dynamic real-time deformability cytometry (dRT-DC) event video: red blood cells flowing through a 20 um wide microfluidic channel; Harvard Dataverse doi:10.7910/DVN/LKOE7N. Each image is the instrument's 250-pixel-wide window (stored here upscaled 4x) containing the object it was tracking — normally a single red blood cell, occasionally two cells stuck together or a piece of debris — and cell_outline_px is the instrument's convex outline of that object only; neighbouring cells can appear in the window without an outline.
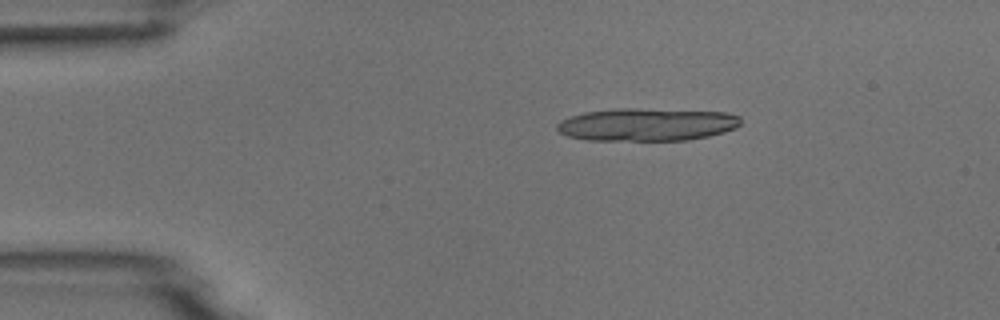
{"species": "common noctule bat (a hibernating species)", "species_latin": "Nyctalus noctula", "temperature_condition": "room temperature", "stored_images_in_passage": 6, "camera_frame_rate_fps": 3000, "um_per_image_px": 0.085, "animal": {"sex": "male", "body_mass_g": 18.8}, "frame": {"image": 1, "passage_image": 3, "time_ms": 2.667, "image_size_px": [1000, 320], "cell_outline_px": [[740, 124], [736, 128], [724, 132], [708, 136], [688, 140], [588, 140], [568, 136], [560, 132], [556, 128], [556, 124], [572, 116], [584, 112], [616, 108], [636, 108], [724, 112], [740, 116]], "centroid_in_image_um": [55.0, 10.58], "position_along_channel_um": 30.0, "area_um2": 35.03}}